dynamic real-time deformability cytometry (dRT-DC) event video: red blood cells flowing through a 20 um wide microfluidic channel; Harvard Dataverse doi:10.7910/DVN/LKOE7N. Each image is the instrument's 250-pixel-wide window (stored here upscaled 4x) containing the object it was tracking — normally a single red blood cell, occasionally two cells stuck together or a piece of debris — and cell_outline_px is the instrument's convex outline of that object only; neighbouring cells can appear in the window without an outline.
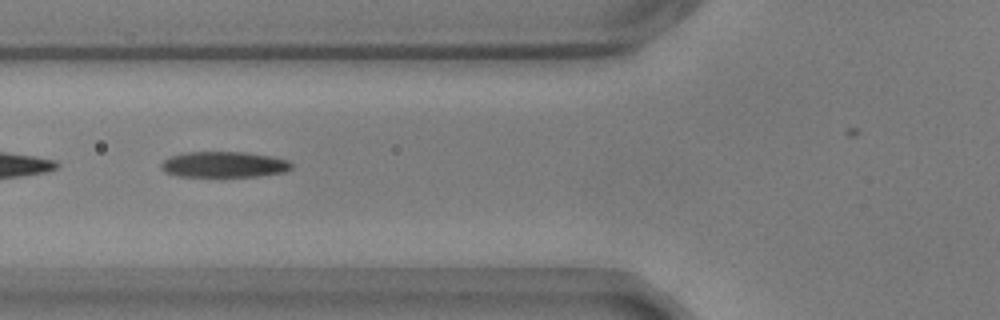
{"species": "common noctule bat (a hibernating species)", "species_latin": "Nyctalus noctula", "temperature_condition": "warm", "stored_images_in_passage": 31, "camera_frame_rate_fps": 3000, "um_per_image_px": 0.085, "animal": {"sex": "male", "body_mass_g": 17.9, "forearm_length_mm": 54.2}, "frame": {"image": 1, "passage_image": 7, "time_ms": 2.0, "image_size_px": [1000, 320], "cell_outline_px": [[292, 168], [284, 172], [256, 176], [180, 176], [164, 172], [160, 168], [160, 164], [168, 156], [184, 152], [244, 152], [268, 156], [288, 160], [292, 164]], "centroid_in_image_um": [18.98, 13.97], "position_along_channel_um": 106.8, "area_um2": 19.54}}